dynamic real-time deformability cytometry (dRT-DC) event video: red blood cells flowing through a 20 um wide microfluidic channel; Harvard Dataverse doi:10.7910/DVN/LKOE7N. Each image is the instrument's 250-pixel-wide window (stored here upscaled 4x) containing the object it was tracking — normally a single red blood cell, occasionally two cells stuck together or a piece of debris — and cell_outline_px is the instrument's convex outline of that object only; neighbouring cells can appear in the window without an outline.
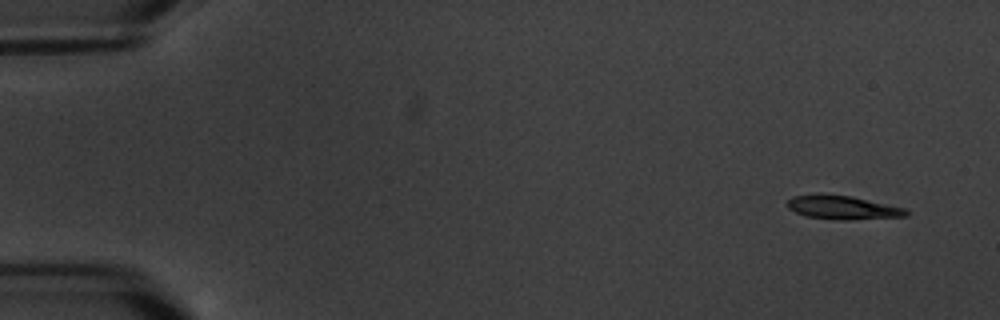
{"species": "common noctule bat (a hibernating species)", "species_latin": "Nyctalus noctula", "temperature_condition": "warm", "stored_images_in_passage": 5, "camera_frame_rate_fps": 3000, "um_per_image_px": 0.085, "animal": {"sex": "male", "body_mass_g": 20.1, "forearm_length_mm": 53.5}, "frame": {"image": 1, "passage_image": 1, "time_ms": 0.0, "image_size_px": [1000, 320], "cell_outline_px": [[912, 212], [908, 216], [852, 220], [840, 220], [808, 216], [796, 212], [788, 208], [788, 200], [792, 196], [816, 192], [852, 196], [908, 208]], "centroid_in_image_um": [71.69, 17.61], "position_along_channel_um": 13.3, "area_um2": 16.94}}
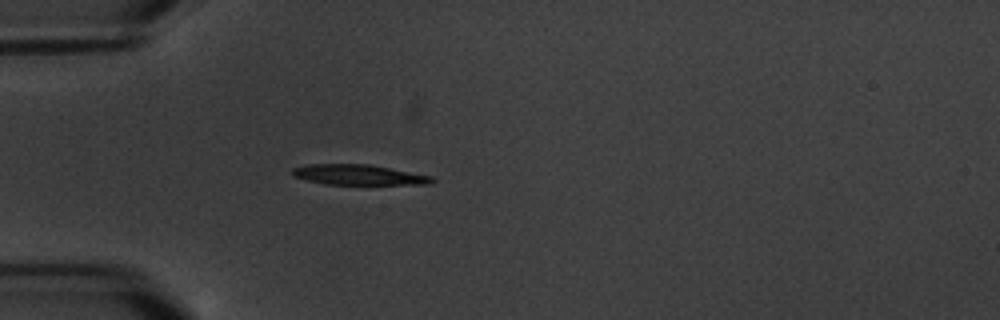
{"frame": {"image": 2, "passage_image": 5, "time_ms": 4.667, "image_size_px": [1000, 320], "cell_outline_px": [[436, 180], [428, 184], [324, 184], [292, 176], [292, 168], [308, 164], [368, 164], [432, 176]], "centroid_in_image_um": [30.45, 14.85], "position_along_channel_um": 54.5, "area_um2": 16.36}}